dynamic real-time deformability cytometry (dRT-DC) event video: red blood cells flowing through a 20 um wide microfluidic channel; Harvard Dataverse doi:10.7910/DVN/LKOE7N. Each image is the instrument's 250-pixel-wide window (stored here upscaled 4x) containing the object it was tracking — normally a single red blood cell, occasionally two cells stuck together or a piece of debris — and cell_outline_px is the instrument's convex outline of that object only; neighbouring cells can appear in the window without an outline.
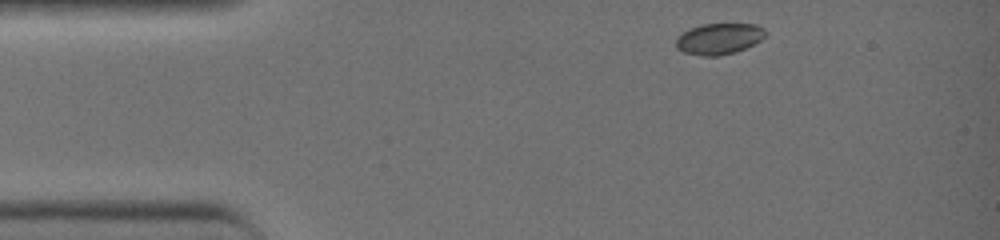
{"species": "common noctule bat (a hibernating species)", "species_latin": "Nyctalus noctula", "temperature_condition": "warm", "stored_images_in_passage": 33, "camera_frame_rate_fps": 3000, "um_per_image_px": 0.085, "animal": {"sex": "female", "body_mass_g": 19.0, "forearm_length_mm": 51.5}, "frame": {"image": 1, "passage_image": 1, "time_ms": 0.0, "image_size_px": [1000, 240], "cell_outline_px": [[764, 36], [760, 40], [736, 52], [716, 56], [704, 56], [684, 52], [676, 48], [676, 36], [692, 28], [704, 24], [756, 24], [764, 28]], "centroid_in_image_um": [61.09, 3.3], "position_along_channel_um": 23.9, "area_um2": 15.95}}
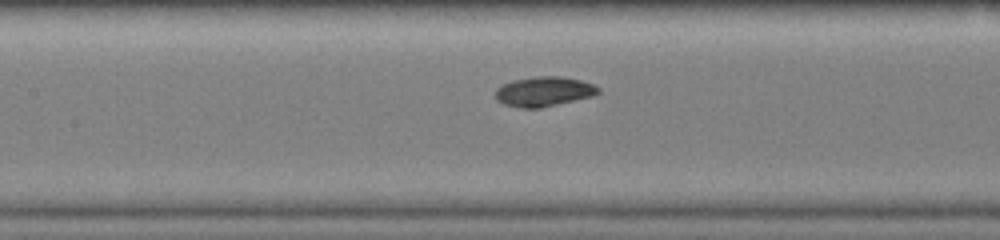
{"frame": {"image": 2, "passage_image": 14, "time_ms": 4.333, "image_size_px": [1000, 240], "cell_outline_px": [[600, 92], [592, 96], [536, 108], [524, 108], [504, 104], [496, 100], [496, 88], [512, 80], [536, 76], [564, 76], [580, 80], [592, 84], [600, 88]], "centroid_in_image_um": [46.22, 7.76], "position_along_channel_um": 161.2, "area_um2": 17.57}}
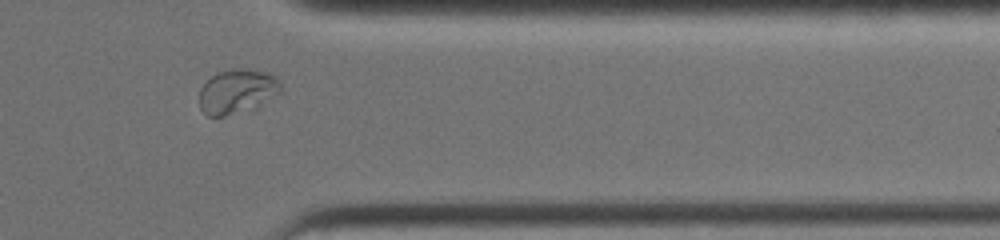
{"frame": {"image": 3, "passage_image": 29, "time_ms": 9.333, "image_size_px": [1000, 240], "cell_outline_px": [[280, 92], [220, 116], [208, 116], [200, 108], [200, 88], [216, 72], [232, 68], [248, 68], [268, 72], [276, 76], [280, 80]], "centroid_in_image_um": [20.09, 7.65], "position_along_channel_um": 391.3, "area_um2": 19.77}, "authors_computed_cell_mechanics": {"area_um2": 17.4556, "velocity_mm_per_s": 4.6208, "shape_relaxation_time_tau1_ms": 2.7095, "shape_relaxation_time_tau2_ms": null, "deformation_change_tau1": 0.111, "deformation_change_tau2": null}}